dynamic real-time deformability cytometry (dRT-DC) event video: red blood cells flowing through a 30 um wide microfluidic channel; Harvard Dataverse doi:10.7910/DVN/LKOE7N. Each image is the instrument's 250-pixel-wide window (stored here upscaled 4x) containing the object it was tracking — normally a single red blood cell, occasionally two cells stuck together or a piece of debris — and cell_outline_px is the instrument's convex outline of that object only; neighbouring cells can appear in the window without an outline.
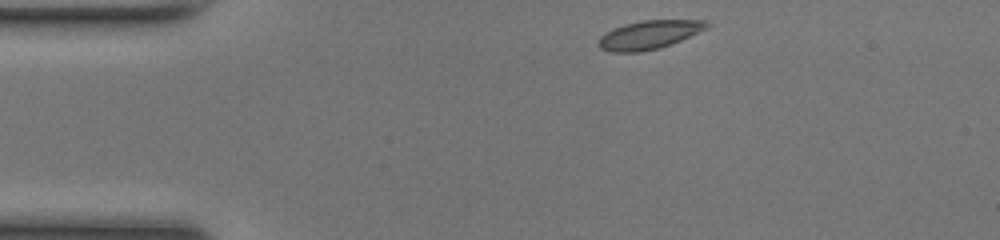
{"species": "common noctule bat (a hibernating species)", "species_latin": "Nyctalus noctula", "temperature_condition": "room temperature", "stored_images_in_passage": 41, "camera_frame_rate_fps": 3000, "um_per_image_px": 0.085, "animal": {"sex": "female", "body_mass_g": 17.0, "forearm_length_mm": 48.0}, "frame": {"image": 1, "passage_image": 1, "time_ms": 0.0, "image_size_px": [1000, 240], "cell_outline_px": [[712, 24], [708, 28], [672, 44], [660, 48], [640, 52], [608, 52], [600, 48], [596, 44], [600, 36], [624, 24], [644, 20], [704, 20]], "centroid_in_image_um": [55.19, 2.96], "position_along_channel_um": 29.8, "area_um2": 18.09}}
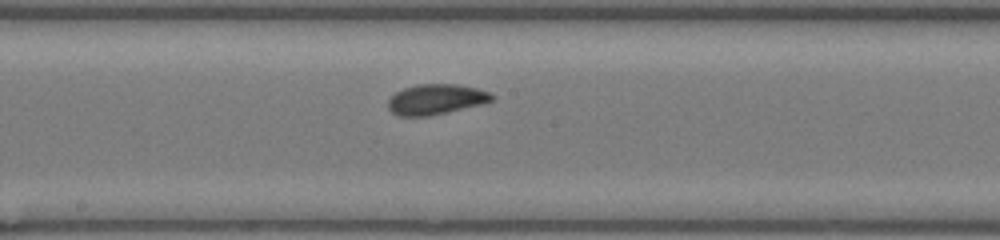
{"frame": {"image": 2, "passage_image": 18, "time_ms": 5.667, "image_size_px": [1000, 240], "cell_outline_px": [[496, 96], [492, 100], [480, 104], [428, 116], [396, 116], [388, 108], [388, 100], [396, 92], [404, 88], [420, 84], [456, 84], [476, 88], [488, 92]], "centroid_in_image_um": [37.02, 8.44], "position_along_channel_um": 211.2, "area_um2": 18.09}}
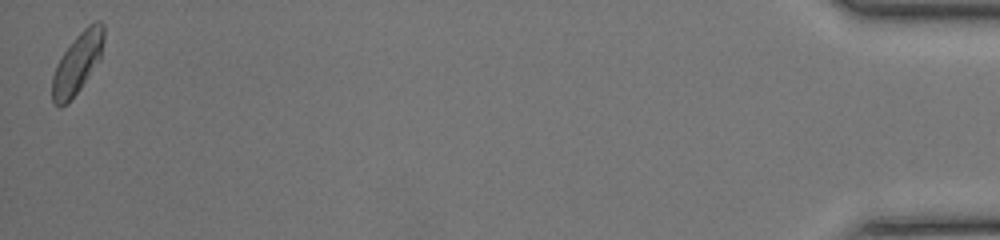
{"frame": {"image": 3, "passage_image": 41, "time_ms": 13.333, "image_size_px": [1000, 240], "cell_outline_px": [[104, 40], [100, 60], [80, 88], [60, 108], [52, 100], [52, 76], [56, 64], [64, 52], [76, 36], [88, 24], [96, 20], [100, 20], [104, 24]], "centroid_in_image_um": [6.6, 5.31], "position_along_channel_um": 428.6, "area_um2": 18.03}, "authors_computed_cell_mechanics": {"area_um2": 17.8602, "velocity_mm_per_s": 4.1622, "shape_relaxation_time_tau1_ms": 3.3141, "shape_relaxation_time_tau2_ms": 0.9379, "deformation_change_tau1": 0.0937, "deformation_change_tau2": 0.0415}}